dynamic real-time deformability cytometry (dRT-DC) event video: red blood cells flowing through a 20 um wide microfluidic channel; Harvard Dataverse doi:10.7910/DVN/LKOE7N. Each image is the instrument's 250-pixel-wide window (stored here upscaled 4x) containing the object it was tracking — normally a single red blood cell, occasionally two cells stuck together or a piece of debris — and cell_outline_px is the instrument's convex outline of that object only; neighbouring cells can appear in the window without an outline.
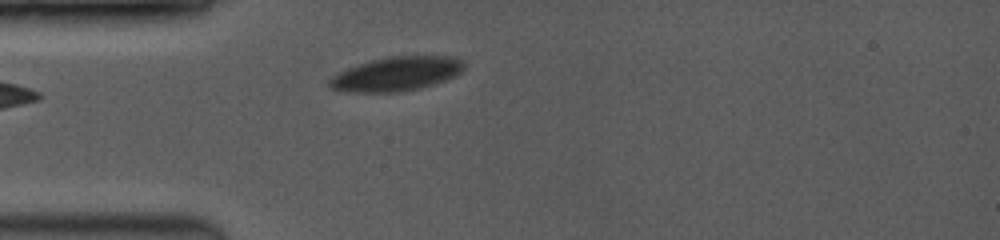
{"species": "common noctule bat (a hibernating species)", "species_latin": "Nyctalus noctula", "temperature_condition": "room temperature", "stored_images_in_passage": 2, "camera_frame_rate_fps": 3500, "um_per_image_px": 0.085, "animal": {"sex": "female", "body_mass_g": 19.0, "forearm_length_mm": 53.3}, "frame": {"image": 1, "passage_image": 2, "time_ms": 0.857, "image_size_px": [1000, 240], "cell_outline_px": [[464, 68], [456, 76], [420, 88], [400, 92], [344, 92], [328, 88], [328, 80], [332, 76], [348, 68], [372, 60], [392, 56], [444, 56], [460, 60], [464, 64]], "centroid_in_image_um": [33.65, 6.3], "position_along_channel_um": 51.4, "area_um2": 26.53}}